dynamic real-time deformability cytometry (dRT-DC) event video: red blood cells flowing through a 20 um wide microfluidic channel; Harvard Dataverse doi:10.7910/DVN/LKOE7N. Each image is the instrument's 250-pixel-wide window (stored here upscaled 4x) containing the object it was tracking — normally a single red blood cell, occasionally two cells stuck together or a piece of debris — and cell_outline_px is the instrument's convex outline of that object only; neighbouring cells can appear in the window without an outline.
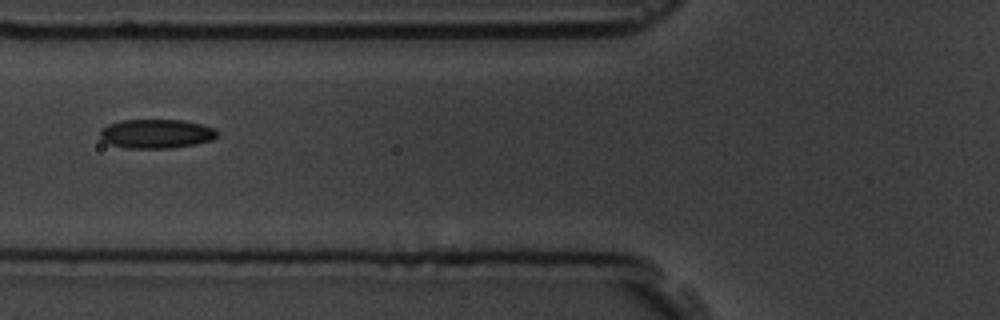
{"species": "common noctule bat (a hibernating species)", "species_latin": "Nyctalus noctula", "temperature_condition": "room temperature", "stored_images_in_passage": 4, "camera_frame_rate_fps": 3000, "um_per_image_px": 0.085, "animal": {"sex": "male", "body_mass_g": 19.5, "forearm_length_mm": 54.6}, "frame": {"image": 1, "passage_image": 4, "time_ms": 3.333, "image_size_px": [1000, 320], "cell_outline_px": [[216, 136], [212, 140], [196, 144], [168, 148], [128, 148], [108, 144], [100, 140], [100, 128], [108, 124], [120, 120], [180, 120], [200, 124], [216, 128]], "centroid_in_image_um": [13.23, 11.37], "position_along_channel_um": 112.6, "area_um2": 19.94}}